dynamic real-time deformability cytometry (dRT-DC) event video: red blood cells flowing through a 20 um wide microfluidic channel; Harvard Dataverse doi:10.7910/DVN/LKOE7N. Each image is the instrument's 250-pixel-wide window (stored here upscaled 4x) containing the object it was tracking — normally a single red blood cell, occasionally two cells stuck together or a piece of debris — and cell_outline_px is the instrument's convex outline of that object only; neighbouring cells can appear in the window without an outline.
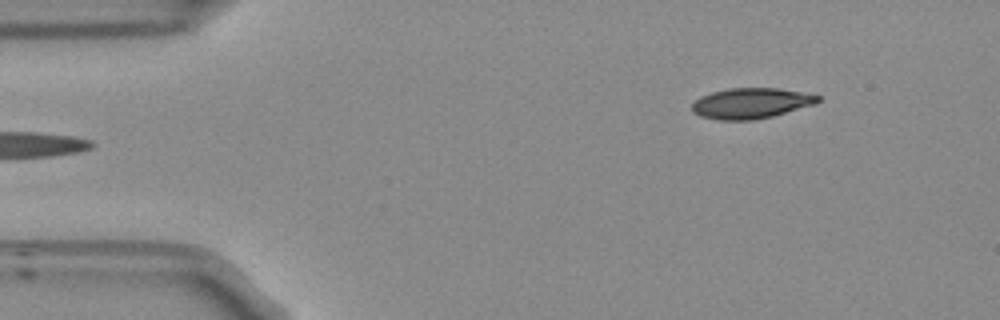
{"species": "Egyptian fruit bat (a non-hibernating species)", "species_latin": "Rousettus aegyptiacus", "temperature_condition": "room temperature", "stored_images_in_passage": 48, "camera_frame_rate_fps": 3000, "um_per_image_px": 0.085, "frame": {"image": 1, "passage_image": 1, "time_ms": 0.0, "image_size_px": [1000, 320], "cell_outline_px": [[820, 100], [816, 104], [772, 116], [752, 120], [716, 120], [700, 116], [692, 112], [692, 104], [700, 96], [712, 92], [728, 88], [776, 88], [800, 92], [820, 96]], "centroid_in_image_um": [63.8, 8.78], "position_along_channel_um": 21.2, "area_um2": 22.37}}
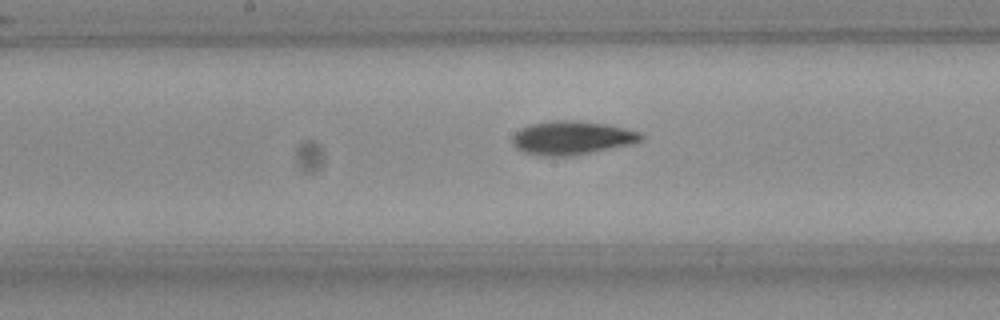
{"frame": {"image": 2, "passage_image": 21, "time_ms": 6.667, "image_size_px": [1000, 320], "cell_outline_px": [[644, 136], [640, 140], [628, 144], [592, 152], [572, 156], [536, 156], [524, 152], [516, 148], [512, 144], [512, 136], [520, 128], [528, 124], [552, 120], [572, 120], [608, 124], [640, 132]], "centroid_in_image_um": [48.53, 11.71], "position_along_channel_um": 199.7, "area_um2": 25.26}}
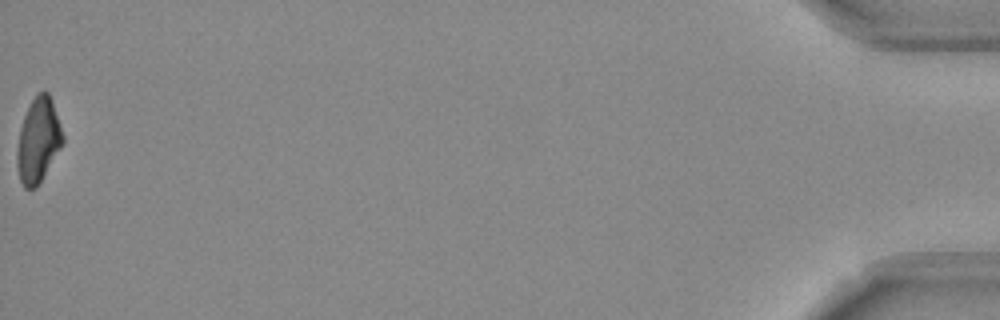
{"frame": {"image": 3, "passage_image": 48, "time_ms": 15.667, "image_size_px": [1000, 320], "cell_outline_px": [[64, 144], [36, 188], [24, 188], [20, 180], [16, 164], [16, 152], [20, 128], [24, 116], [36, 92], [44, 88], [48, 92], [52, 100], [64, 136]], "centroid_in_image_um": [3.26, 11.91], "position_along_channel_um": 431.9, "area_um2": 22.77}, "authors_computed_cell_mechanics": {"area_um2": 23.3801, "velocity_mm_per_s": 3.766, "shape_relaxation_time_tau1_ms": 5.4036, "shape_relaxation_time_tau2_ms": 7.0915, "deformation_change_tau1": 0.1625, "deformation_change_tau2": 0.1475}}